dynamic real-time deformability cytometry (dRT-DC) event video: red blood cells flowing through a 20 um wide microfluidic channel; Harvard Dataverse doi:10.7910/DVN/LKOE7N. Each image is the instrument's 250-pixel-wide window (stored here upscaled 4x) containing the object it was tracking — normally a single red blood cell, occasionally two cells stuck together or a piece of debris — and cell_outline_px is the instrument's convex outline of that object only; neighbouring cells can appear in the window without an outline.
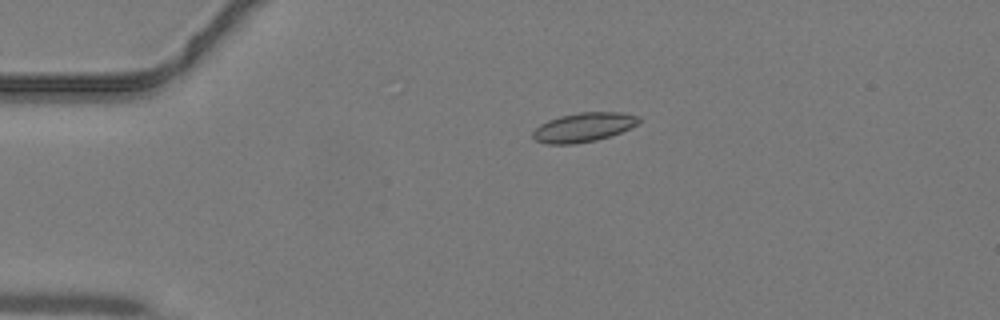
{"species": "common noctule bat (a hibernating species)", "species_latin": "Nyctalus noctula", "temperature_condition": "warm", "stored_images_in_passage": 35, "camera_frame_rate_fps": 3000, "um_per_image_px": 0.085, "animal": {"sex": "male", "body_mass_g": 19.2, "forearm_length_mm": 51.8}, "frame": {"image": 1, "passage_image": 1, "time_ms": 0.0, "image_size_px": [1000, 320], "cell_outline_px": [[640, 120], [636, 124], [620, 132], [596, 140], [576, 144], [548, 144], [536, 140], [532, 136], [532, 132], [540, 124], [548, 120], [560, 116], [580, 112], [624, 112], [640, 116]], "centroid_in_image_um": [49.59, 10.81], "position_along_channel_um": 35.4, "area_um2": 17.92}}
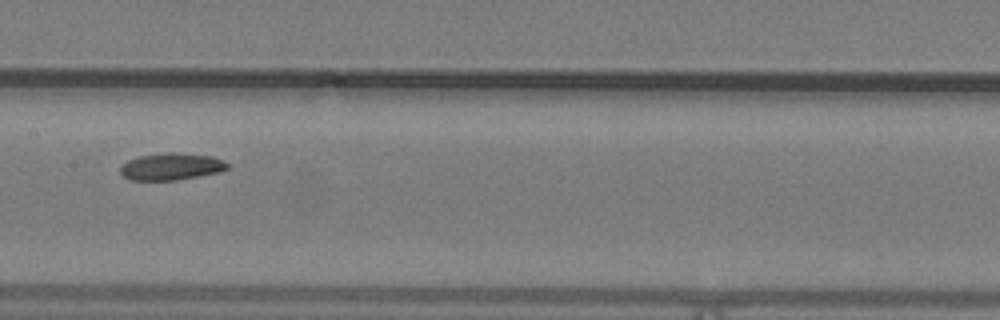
{"frame": {"image": 2, "passage_image": 14, "time_ms": 4.333, "image_size_px": [1000, 320], "cell_outline_px": [[228, 168], [220, 172], [176, 180], [128, 180], [120, 172], [120, 168], [128, 160], [140, 156], [168, 152], [172, 152], [212, 156], [224, 160], [228, 164]], "centroid_in_image_um": [14.57, 14.16], "position_along_channel_um": 192.8, "area_um2": 16.76}}
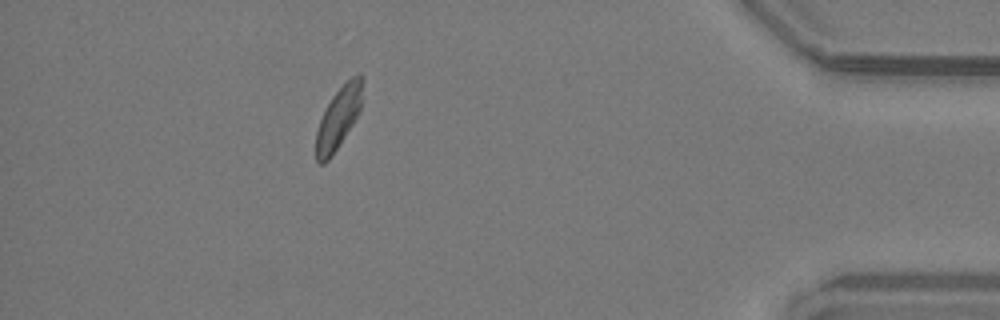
{"frame": {"image": 3, "passage_image": 31, "time_ms": 10.0, "image_size_px": [1000, 320], "cell_outline_px": [[364, 80], [360, 112], [332, 156], [324, 164], [320, 164], [316, 160], [316, 132], [320, 120], [332, 96], [356, 72], [360, 72], [364, 76]], "centroid_in_image_um": [28.81, 9.98], "position_along_channel_um": 406.4, "area_um2": 16.76}}